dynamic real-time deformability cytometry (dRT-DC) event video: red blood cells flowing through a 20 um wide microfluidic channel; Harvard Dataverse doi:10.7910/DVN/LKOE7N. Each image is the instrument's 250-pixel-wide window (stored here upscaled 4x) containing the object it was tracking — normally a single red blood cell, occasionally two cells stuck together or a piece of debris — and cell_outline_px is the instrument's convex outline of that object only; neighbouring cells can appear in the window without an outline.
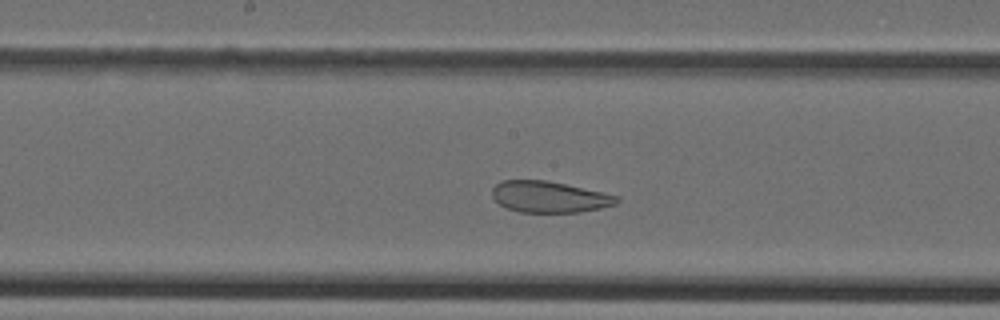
{"species": "Egyptian fruit bat (a non-hibernating species)", "species_latin": "Rousettus aegyptiacus", "temperature_condition": "cold", "stored_images_in_passage": 20, "camera_frame_rate_fps": 3000, "um_per_image_px": 0.085, "animal": {"sex": "female"}, "frame": {"image": 1, "passage_image": 19, "time_ms": 6.0, "image_size_px": [1000, 320], "cell_outline_px": [[620, 200], [616, 204], [600, 208], [580, 212], [520, 212], [508, 208], [500, 204], [492, 196], [492, 188], [500, 180], [548, 180], [620, 196]], "centroid_in_image_um": [46.7, 16.72], "position_along_channel_um": 201.5, "area_um2": 22.72}}